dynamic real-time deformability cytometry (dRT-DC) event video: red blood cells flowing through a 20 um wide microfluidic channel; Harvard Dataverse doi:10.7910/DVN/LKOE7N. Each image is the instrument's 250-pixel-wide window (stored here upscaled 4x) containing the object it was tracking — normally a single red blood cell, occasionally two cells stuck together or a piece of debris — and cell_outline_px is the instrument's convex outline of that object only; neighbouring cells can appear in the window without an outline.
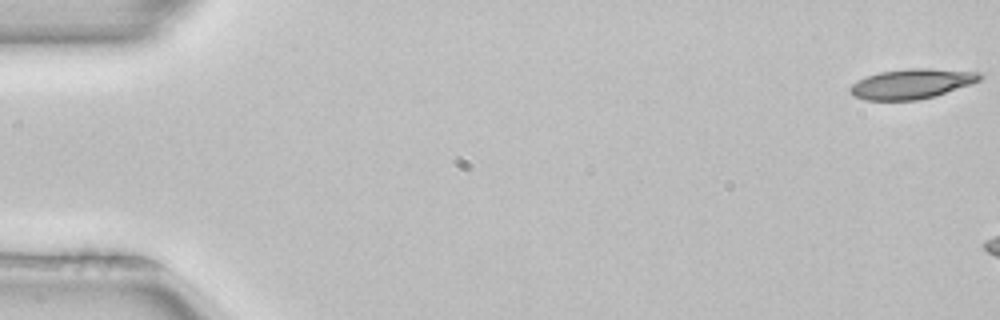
{"species": "common noctule bat (a hibernating species)", "species_latin": "Nyctalus noctula", "temperature_condition": "room temperature", "stored_images_in_passage": 7, "camera_frame_rate_fps": 3000, "um_per_image_px": 0.085, "animal": {"sex": "female", "body_mass_g": 22.7, "forearm_length_mm": 54.2}, "frame": {"image": 1, "passage_image": 1, "time_ms": 0.0, "image_size_px": [1000, 320], "cell_outline_px": [[984, 76], [980, 80], [936, 96], [916, 100], [864, 100], [852, 96], [848, 92], [848, 88], [852, 84], [868, 76], [880, 72], [908, 68], [928, 68], [980, 72]], "centroid_in_image_um": [77.47, 7.13], "position_along_channel_um": 7.5, "area_um2": 22.6}}